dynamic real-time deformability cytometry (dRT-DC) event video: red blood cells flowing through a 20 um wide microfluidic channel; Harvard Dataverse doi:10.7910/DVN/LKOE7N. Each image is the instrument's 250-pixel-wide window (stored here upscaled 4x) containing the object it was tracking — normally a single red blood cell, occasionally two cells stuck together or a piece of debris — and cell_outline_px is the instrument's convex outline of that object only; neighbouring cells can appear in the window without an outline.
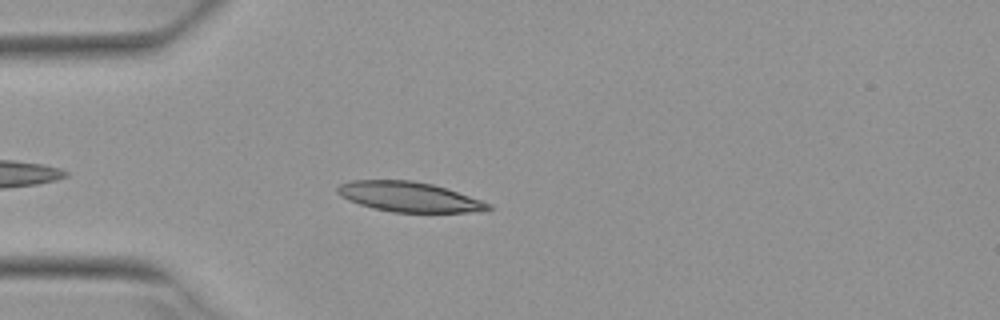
{"species": "Egyptian fruit bat (a non-hibernating species)", "species_latin": "Rousettus aegyptiacus", "temperature_condition": "warm", "stored_images_in_passage": 4, "camera_frame_rate_fps": 3000, "um_per_image_px": 0.085, "animal": {"sex": "female"}, "frame": {"image": 1, "passage_image": 4, "time_ms": 1.0, "image_size_px": [1000, 320], "cell_outline_px": [[492, 208], [468, 212], [392, 212], [372, 208], [348, 200], [340, 196], [336, 192], [336, 188], [340, 184], [352, 180], [412, 180], [432, 184], [448, 188], [492, 204]], "centroid_in_image_um": [34.74, 16.72], "position_along_channel_um": 50.3, "area_um2": 26.3}}